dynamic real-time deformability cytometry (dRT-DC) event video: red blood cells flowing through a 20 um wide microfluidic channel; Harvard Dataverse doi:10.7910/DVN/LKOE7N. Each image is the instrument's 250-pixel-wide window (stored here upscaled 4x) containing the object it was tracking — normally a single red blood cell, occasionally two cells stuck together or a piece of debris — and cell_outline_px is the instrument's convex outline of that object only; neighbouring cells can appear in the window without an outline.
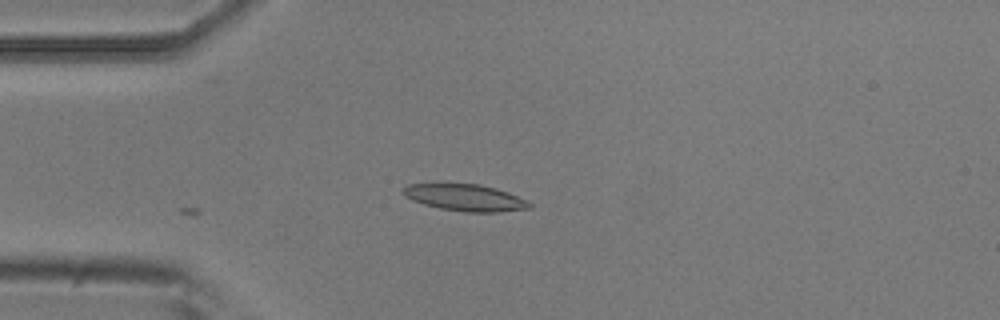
{"species": "common noctule bat (a hibernating species)", "species_latin": "Nyctalus noctula", "temperature_condition": "room temperature", "stored_images_in_passage": 4, "camera_frame_rate_fps": 3000, "um_per_image_px": 0.085, "animal": {"sex": "male", "body_mass_g": 20.5, "forearm_length_mm": 52.5}, "frame": {"image": 1, "passage_image": 4, "time_ms": 4.333, "image_size_px": [1000, 320], "cell_outline_px": [[532, 208], [496, 212], [464, 212], [440, 208], [424, 204], [404, 196], [404, 188], [408, 184], [480, 184], [496, 188], [508, 192], [528, 200], [532, 204]], "centroid_in_image_um": [39.61, 16.8], "position_along_channel_um": 45.4, "area_um2": 19.54}}